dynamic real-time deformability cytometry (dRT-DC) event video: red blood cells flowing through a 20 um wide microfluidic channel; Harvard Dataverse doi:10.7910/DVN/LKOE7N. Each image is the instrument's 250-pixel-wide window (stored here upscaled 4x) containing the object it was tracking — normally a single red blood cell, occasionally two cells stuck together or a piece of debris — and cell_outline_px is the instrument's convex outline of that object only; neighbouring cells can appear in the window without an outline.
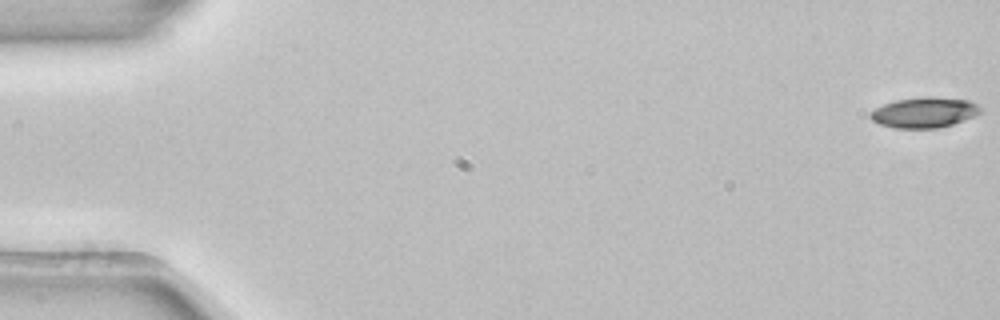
{"species": "common noctule bat (a hibernating species)", "species_latin": "Nyctalus noctula", "temperature_condition": "room temperature", "stored_images_in_passage": 6, "camera_frame_rate_fps": 3000, "um_per_image_px": 0.085, "animal": {"sex": "female", "body_mass_g": 22.7, "forearm_length_mm": 54.2}, "frame": {"image": 1, "passage_image": 1, "time_ms": 0.0, "image_size_px": [1000, 320], "cell_outline_px": [[984, 108], [980, 112], [964, 120], [952, 124], [936, 128], [896, 128], [880, 124], [872, 120], [868, 116], [868, 112], [884, 104], [896, 100], [928, 96], [932, 96], [968, 100], [980, 104]], "centroid_in_image_um": [78.57, 9.55], "position_along_channel_um": 6.4, "area_um2": 19.59}}
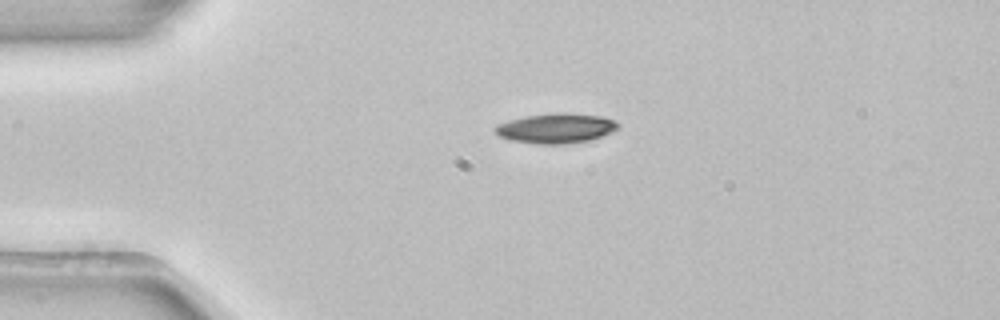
{"frame": {"image": 2, "passage_image": 4, "time_ms": 1.0, "image_size_px": [1000, 320], "cell_outline_px": [[620, 128], [612, 132], [588, 140], [564, 144], [536, 144], [512, 140], [500, 136], [492, 128], [496, 124], [508, 120], [524, 116], [556, 112], [568, 112], [604, 116], [616, 120], [620, 124]], "centroid_in_image_um": [47.28, 10.88], "position_along_channel_um": 37.7, "area_um2": 21.73}}